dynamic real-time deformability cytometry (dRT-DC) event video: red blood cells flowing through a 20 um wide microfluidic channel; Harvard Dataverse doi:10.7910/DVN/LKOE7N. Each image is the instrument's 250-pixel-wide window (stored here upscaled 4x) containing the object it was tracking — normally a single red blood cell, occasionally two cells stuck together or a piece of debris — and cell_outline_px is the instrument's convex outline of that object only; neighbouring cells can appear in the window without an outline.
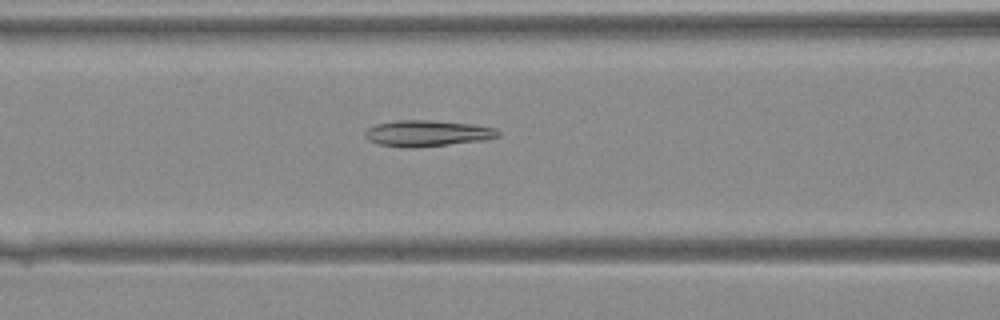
{"species": "Egyptian fruit bat (a non-hibernating species)", "species_latin": "Rousettus aegyptiacus", "temperature_condition": "warm", "stored_images_in_passage": 30, "camera_frame_rate_fps": 3000, "um_per_image_px": 0.085, "animal": {"sex": "female"}, "frame": {"image": 1, "passage_image": 6, "time_ms": 1.667, "image_size_px": [1000, 320], "cell_outline_px": [[500, 136], [484, 140], [412, 148], [380, 144], [368, 140], [364, 136], [364, 132], [368, 128], [376, 124], [396, 120], [428, 120], [472, 124], [496, 128], [500, 132]], "centroid_in_image_um": [36.31, 11.32], "position_along_channel_um": 130.3, "area_um2": 20.11}}
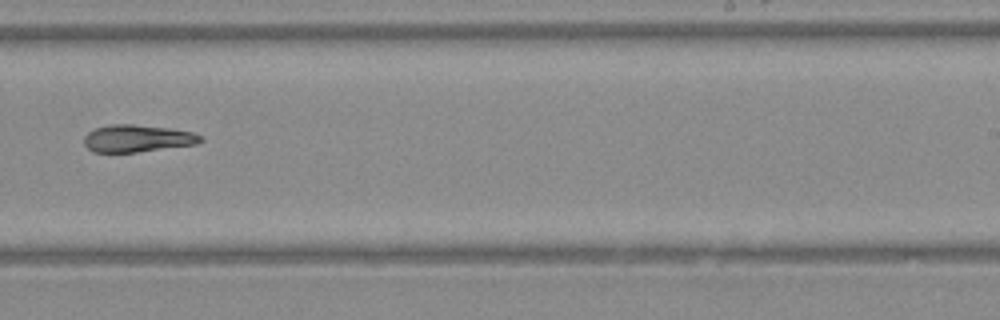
{"frame": {"image": 2, "passage_image": 15, "time_ms": 4.667, "image_size_px": [1000, 320], "cell_outline_px": [[204, 140], [196, 144], [136, 152], [92, 152], [84, 144], [84, 136], [88, 132], [96, 128], [108, 124], [132, 124], [168, 128], [192, 132], [200, 136]], "centroid_in_image_um": [11.63, 11.76], "position_along_channel_um": 277.4, "area_um2": 18.38}}
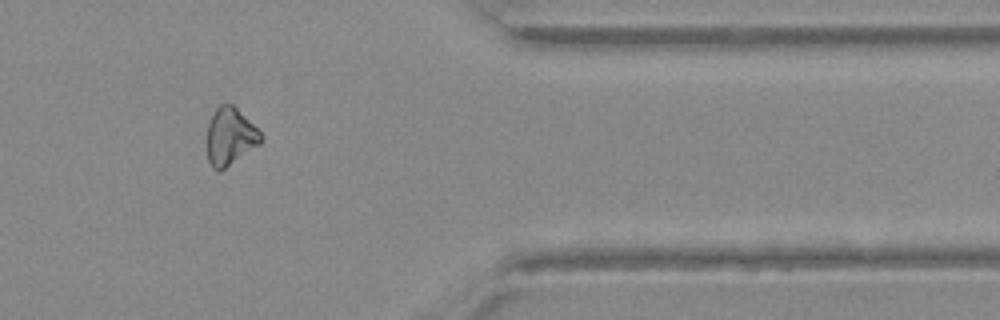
{"frame": {"image": 3, "passage_image": 23, "time_ms": 7.333, "image_size_px": [1000, 320], "cell_outline_px": [[260, 144], [220, 172], [216, 172], [212, 168], [208, 160], [208, 124], [216, 108], [220, 104], [232, 104], [260, 132]], "centroid_in_image_um": [19.53, 11.64], "position_along_channel_um": 391.9, "area_um2": 17.63}}